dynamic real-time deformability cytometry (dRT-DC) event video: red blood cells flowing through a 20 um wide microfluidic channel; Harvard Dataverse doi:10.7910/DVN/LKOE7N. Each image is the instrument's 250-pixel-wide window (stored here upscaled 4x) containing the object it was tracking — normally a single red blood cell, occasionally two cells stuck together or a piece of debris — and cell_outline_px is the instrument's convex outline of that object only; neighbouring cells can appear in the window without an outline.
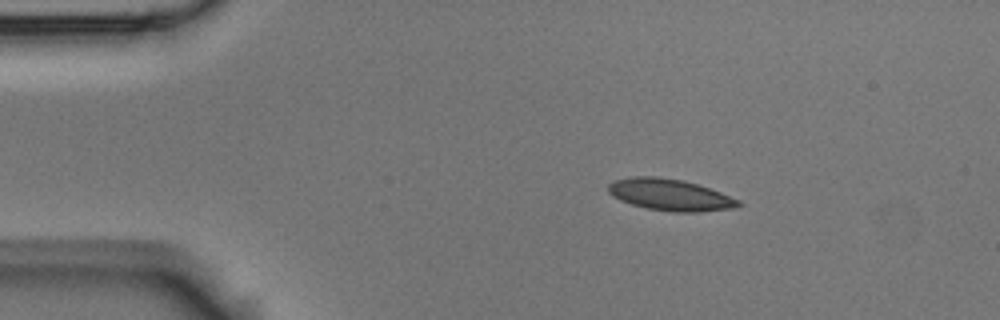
{"species": "Egyptian fruit bat (a non-hibernating species)", "species_latin": "Rousettus aegyptiacus", "temperature_condition": "room temperature", "stored_images_in_passage": 4, "camera_frame_rate_fps": 3000, "um_per_image_px": 0.085, "animal": {"sex": "male"}, "frame": {"image": 1, "passage_image": 2, "time_ms": 0.333, "image_size_px": [1000, 320], "cell_outline_px": [[744, 204], [732, 208], [700, 212], [672, 212], [648, 208], [632, 204], [620, 200], [612, 196], [608, 192], [608, 184], [616, 180], [632, 176], [656, 176], [684, 180], [720, 192], [740, 200]], "centroid_in_image_um": [56.95, 16.55], "position_along_channel_um": 28.0, "area_um2": 23.93}}
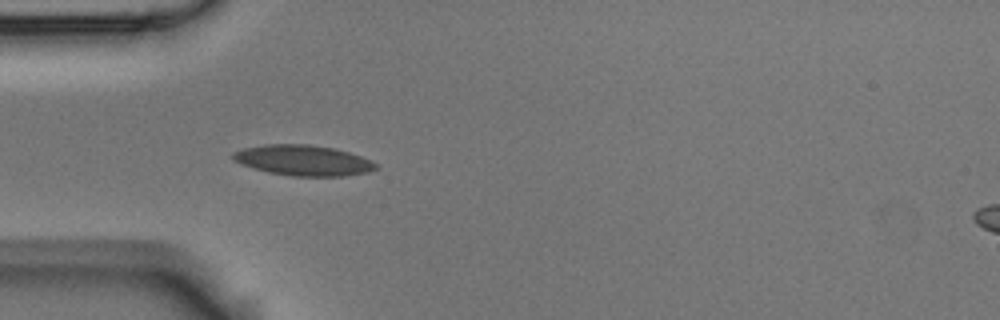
{"frame": {"image": 2, "passage_image": 4, "time_ms": 1.0, "image_size_px": [1000, 320], "cell_outline_px": [[376, 168], [368, 172], [344, 176], [292, 176], [268, 172], [244, 164], [236, 160], [232, 156], [232, 152], [244, 148], [264, 144], [308, 144], [332, 148], [348, 152], [372, 160], [376, 164]], "centroid_in_image_um": [25.79, 13.62], "position_along_channel_um": 59.2, "area_um2": 25.09}}